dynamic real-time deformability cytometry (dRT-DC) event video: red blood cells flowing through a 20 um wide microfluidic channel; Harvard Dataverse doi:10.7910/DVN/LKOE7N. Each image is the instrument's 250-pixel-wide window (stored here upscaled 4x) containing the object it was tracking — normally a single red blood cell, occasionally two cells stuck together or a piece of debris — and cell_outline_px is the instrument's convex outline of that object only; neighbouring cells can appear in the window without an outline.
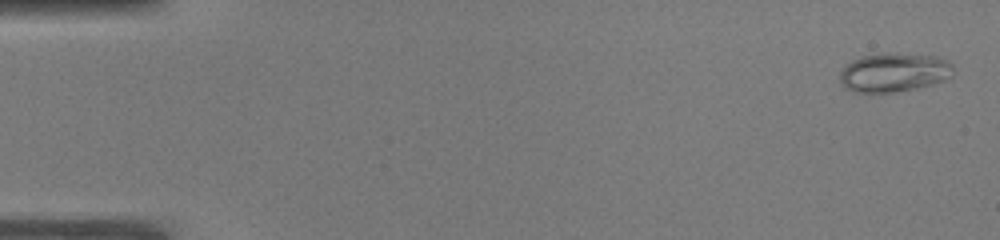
{"species": "common noctule bat (a hibernating species)", "species_latin": "Nyctalus noctula", "temperature_condition": "warm", "stored_images_in_passage": 52, "camera_frame_rate_fps": 3000, "um_per_image_px": 0.085, "animal": {"sex": "male", "body_mass_g": 19.0, "forearm_length_mm": 50.8}, "frame": {"image": 1, "passage_image": 2, "time_ms": 0.333, "image_size_px": [1000, 240], "cell_outline_px": [[952, 76], [944, 80], [932, 84], [916, 88], [892, 92], [856, 92], [840, 84], [840, 72], [852, 60], [860, 56], [884, 52], [896, 52], [936, 56], [948, 60], [952, 64]], "centroid_in_image_um": [76.0, 6.13], "position_along_channel_um": 9.0, "area_um2": 25.89}}
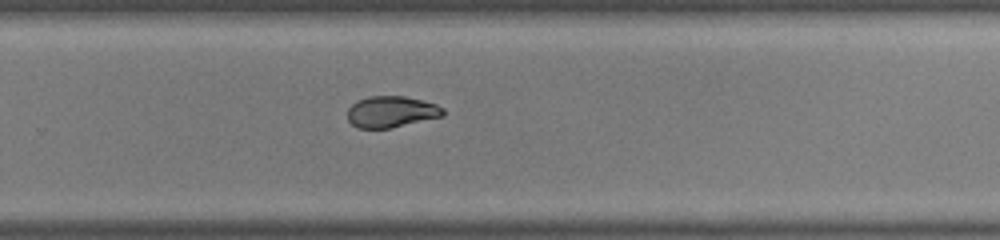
{"frame": {"image": 2, "passage_image": 35, "time_ms": 11.333, "image_size_px": [1000, 240], "cell_outline_px": [[444, 116], [392, 128], [356, 128], [348, 120], [348, 108], [356, 100], [368, 96], [404, 96], [436, 104], [444, 108]], "centroid_in_image_um": [33.25, 9.5], "position_along_channel_um": 296.5, "area_um2": 17.57}}
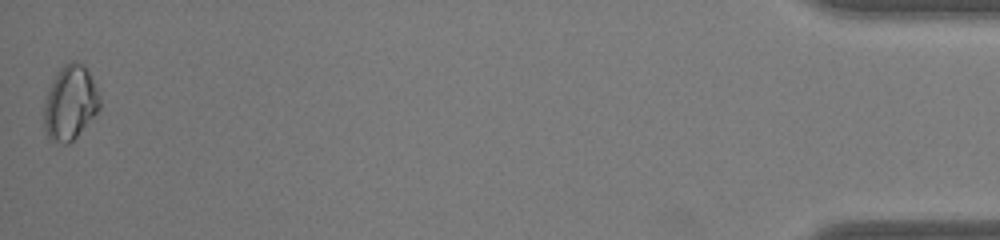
{"frame": {"image": 3, "passage_image": 52, "time_ms": 17.0, "image_size_px": [1000, 240], "cell_outline_px": [[100, 108], [76, 136], [68, 144], [64, 144], [48, 140], [44, 128], [44, 100], [48, 88], [60, 68], [68, 60], [72, 60], [84, 64], [100, 96]], "centroid_in_image_um": [5.93, 8.73], "position_along_channel_um": 429.3, "area_um2": 24.16}, "authors_computed_cell_mechanics": {"area_um2": 19.5653, "velocity_mm_per_s": 3.9154, "shape_relaxation_time_tau1_ms": null, "shape_relaxation_time_tau2_ms": 0.9256, "deformation_change_tau1": null, "deformation_change_tau2": 0.0342}}